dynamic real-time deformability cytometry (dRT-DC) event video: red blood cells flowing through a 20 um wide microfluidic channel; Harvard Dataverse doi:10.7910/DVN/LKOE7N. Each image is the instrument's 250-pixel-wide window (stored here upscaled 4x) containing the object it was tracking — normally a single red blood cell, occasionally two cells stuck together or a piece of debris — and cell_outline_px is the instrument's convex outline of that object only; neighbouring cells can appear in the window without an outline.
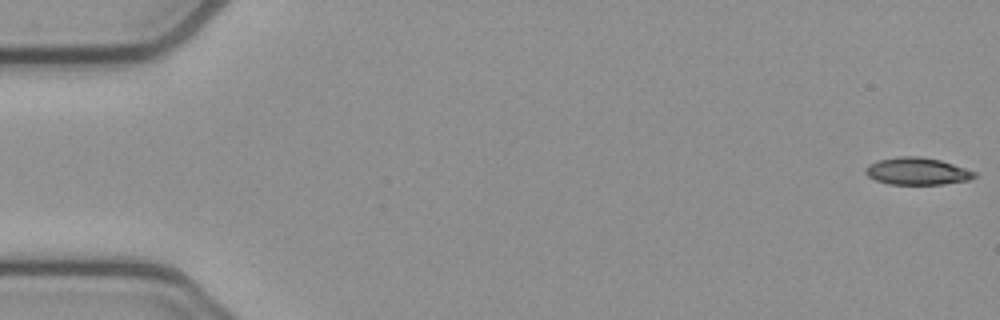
{"species": "common noctule bat (a hibernating species)", "species_latin": "Nyctalus noctula", "temperature_condition": "cold", "stored_images_in_passage": 53, "camera_frame_rate_fps": 3000, "um_per_image_px": 0.085, "animal": {"sex": "female", "body_mass_g": 21.9}, "frame": {"image": 1, "passage_image": 1, "time_ms": 0.0, "image_size_px": [1000, 320], "cell_outline_px": [[976, 176], [968, 180], [944, 184], [888, 184], [876, 180], [868, 176], [864, 172], [864, 168], [868, 164], [876, 160], [896, 156], [920, 156], [940, 160], [976, 172]], "centroid_in_image_um": [77.9, 14.54], "position_along_channel_um": 7.1, "area_um2": 17.34}}
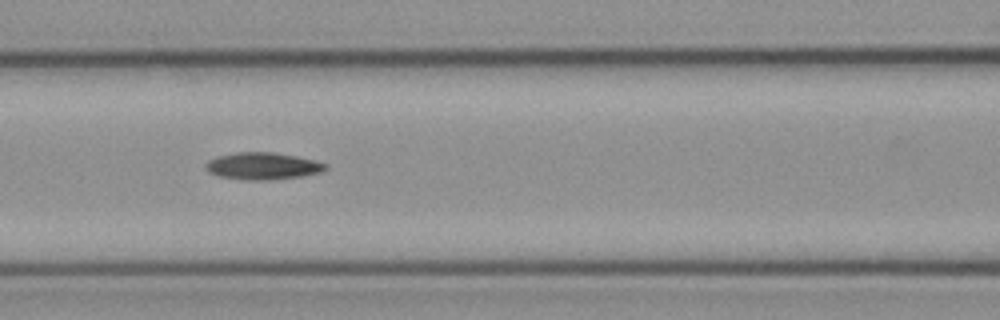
{"frame": {"image": 2, "passage_image": 23, "time_ms": 7.333, "image_size_px": [1000, 320], "cell_outline_px": [[328, 168], [320, 172], [300, 176], [268, 180], [252, 180], [220, 176], [208, 172], [204, 168], [204, 164], [208, 160], [216, 156], [236, 152], [272, 152], [296, 156], [316, 160], [328, 164]], "centroid_in_image_um": [22.31, 14.1], "position_along_channel_um": 144.3, "area_um2": 18.9}}
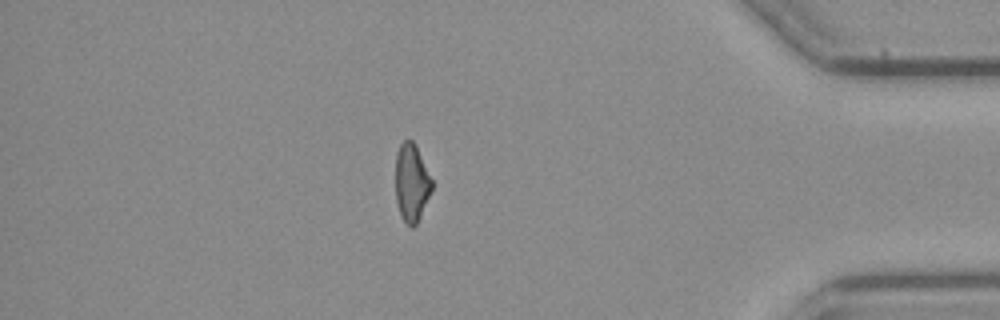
{"frame": {"image": 3, "passage_image": 46, "time_ms": 15.0, "image_size_px": [1000, 320], "cell_outline_px": [[432, 192], [416, 224], [412, 228], [400, 216], [396, 200], [396, 152], [400, 144], [404, 140], [412, 140], [416, 144], [432, 180]], "centroid_in_image_um": [34.98, 15.51], "position_along_channel_um": 400.2, "area_um2": 16.53}, "authors_computed_cell_mechanics": {"area_um2": 18.0914, "velocity_mm_per_s": 3.8732, "shape_relaxation_time_tau1_ms": 7.0939, "shape_relaxation_time_tau2_ms": null, "deformation_change_tau1": 0.1829, "deformation_change_tau2": null}}